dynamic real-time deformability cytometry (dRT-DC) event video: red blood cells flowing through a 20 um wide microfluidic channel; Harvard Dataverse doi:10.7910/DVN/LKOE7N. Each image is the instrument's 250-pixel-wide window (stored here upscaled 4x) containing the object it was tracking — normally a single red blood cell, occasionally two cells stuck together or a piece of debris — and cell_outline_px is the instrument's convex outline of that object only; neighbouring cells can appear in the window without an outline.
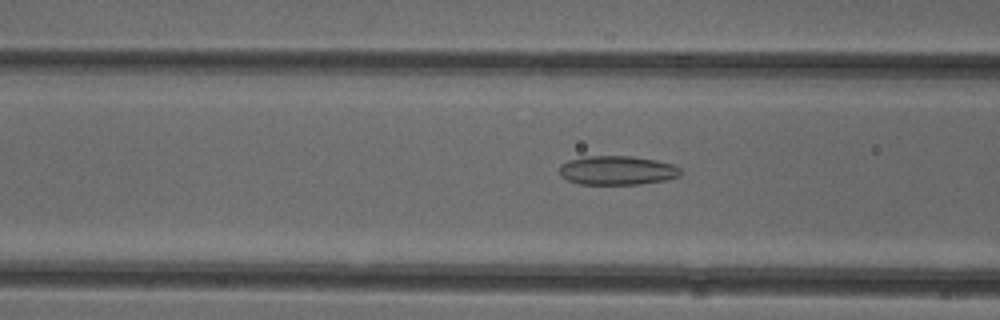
{"species": "common noctule bat (a hibernating species)", "species_latin": "Nyctalus noctula", "temperature_condition": "cold", "stored_images_in_passage": 52, "camera_frame_rate_fps": 3000, "um_per_image_px": 0.085, "animal": {"sex": "female"}, "frame": {"image": 1, "passage_image": 20, "time_ms": 6.333, "image_size_px": [1000, 320], "cell_outline_px": [[680, 176], [664, 180], [640, 184], [580, 184], [568, 180], [560, 176], [560, 164], [568, 160], [584, 156], [632, 156], [656, 160], [676, 164], [680, 168]], "centroid_in_image_um": [52.46, 14.47], "position_along_channel_um": 114.1, "area_um2": 20.63}}
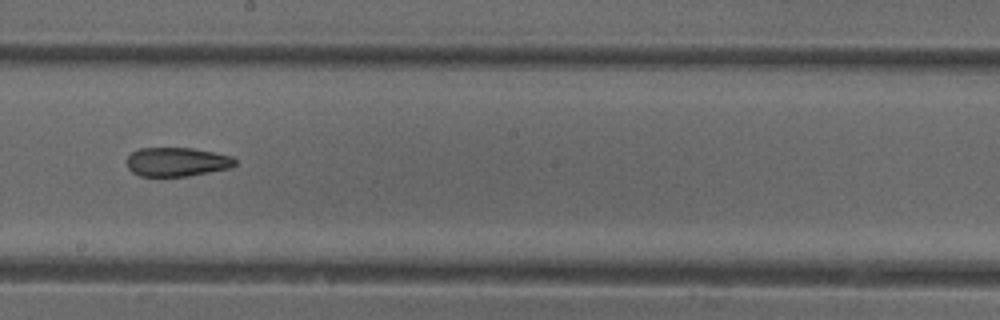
{"frame": {"image": 2, "passage_image": 29, "time_ms": 9.333, "image_size_px": [1000, 320], "cell_outline_px": [[236, 164], [228, 168], [188, 176], [140, 176], [132, 172], [128, 168], [128, 156], [132, 152], [140, 148], [192, 148], [232, 156], [236, 160]], "centroid_in_image_um": [15.02, 13.76], "position_along_channel_um": 233.2, "area_um2": 18.09}}
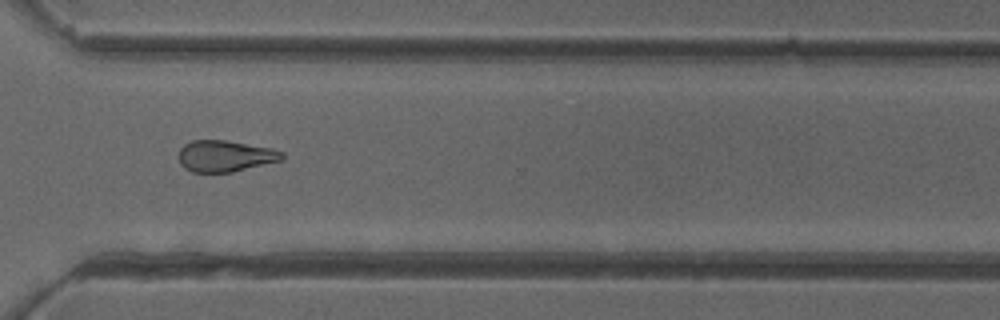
{"frame": {"image": 3, "passage_image": 38, "time_ms": 12.333, "image_size_px": [1000, 320], "cell_outline_px": [[284, 160], [232, 172], [192, 172], [184, 168], [180, 164], [180, 148], [184, 144], [192, 140], [224, 140], [272, 148], [284, 152]], "centroid_in_image_um": [19.17, 13.26], "position_along_channel_um": 351.4, "area_um2": 18.96}, "authors_computed_cell_mechanics": {"area_um2": 20.1722, "velocity_mm_per_s": 3.9548, "shape_relaxation_time_tau1_ms": null, "shape_relaxation_time_tau2_ms": 7.9958, "deformation_change_tau1": null, "deformation_change_tau2": 0.1824}}